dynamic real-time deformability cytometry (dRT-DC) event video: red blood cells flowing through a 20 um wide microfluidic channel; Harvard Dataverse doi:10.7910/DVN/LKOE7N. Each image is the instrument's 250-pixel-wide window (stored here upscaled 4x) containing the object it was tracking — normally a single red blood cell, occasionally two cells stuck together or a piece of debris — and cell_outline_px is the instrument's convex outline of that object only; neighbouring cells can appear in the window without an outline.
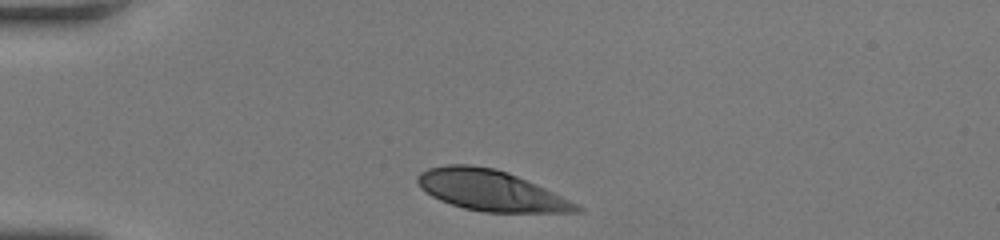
{"species": "human", "species_latin": "Homo sapiens", "temperature_condition": "room temperature", "stored_images_in_passage": 30, "camera_frame_rate_fps": 3000, "um_per_image_px": 0.085, "donor": {"sex": "female"}, "frame": {"image": 1, "passage_image": 1, "time_ms": 0.0, "image_size_px": [1000, 240], "cell_outline_px": [[584, 212], [484, 212], [464, 208], [440, 200], [432, 196], [420, 188], [416, 180], [416, 176], [420, 172], [428, 168], [444, 164], [472, 164], [496, 168], [508, 172], [536, 184], [580, 204], [584, 208]], "centroid_in_image_um": [41.71, 16.18], "position_along_channel_um": 43.3, "area_um2": 37.92}}
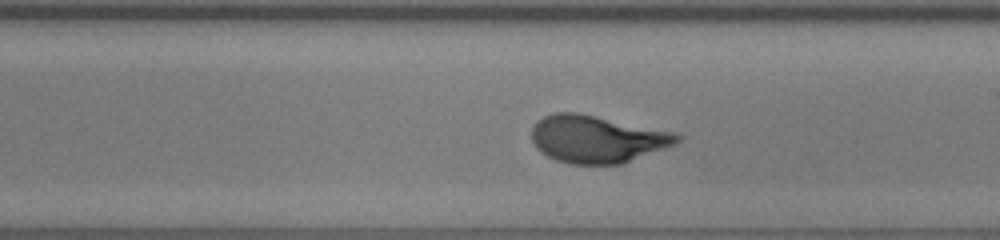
{"frame": {"image": 2, "passage_image": 18, "time_ms": 5.667, "image_size_px": [1000, 240], "cell_outline_px": [[684, 136], [676, 144], [624, 164], [568, 164], [556, 160], [540, 152], [536, 148], [532, 140], [532, 124], [536, 120], [552, 112], [580, 112], [676, 132]], "centroid_in_image_um": [50.76, 11.81], "position_along_channel_um": 238.2, "area_um2": 40.92}}
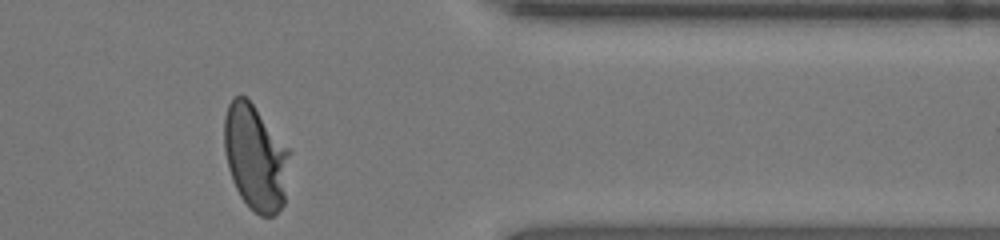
{"frame": {"image": 3, "passage_image": 30, "time_ms": 9.667, "image_size_px": [1000, 240], "cell_outline_px": [[288, 156], [284, 204], [272, 216], [260, 216], [248, 208], [240, 196], [232, 180], [228, 168], [224, 148], [224, 116], [228, 104], [236, 96], [244, 96], [252, 104], [288, 148]], "centroid_in_image_um": [21.67, 13.42], "position_along_channel_um": 389.7, "area_um2": 39.59}, "authors_computed_cell_mechanics": {"area_um2": 39.882, "velocity_mm_per_s": 4.1359, "shape_relaxation_time_tau1_ms": 5.8187, "shape_relaxation_time_tau2_ms": null, "deformation_change_tau1": 0.2474, "deformation_change_tau2": null}}